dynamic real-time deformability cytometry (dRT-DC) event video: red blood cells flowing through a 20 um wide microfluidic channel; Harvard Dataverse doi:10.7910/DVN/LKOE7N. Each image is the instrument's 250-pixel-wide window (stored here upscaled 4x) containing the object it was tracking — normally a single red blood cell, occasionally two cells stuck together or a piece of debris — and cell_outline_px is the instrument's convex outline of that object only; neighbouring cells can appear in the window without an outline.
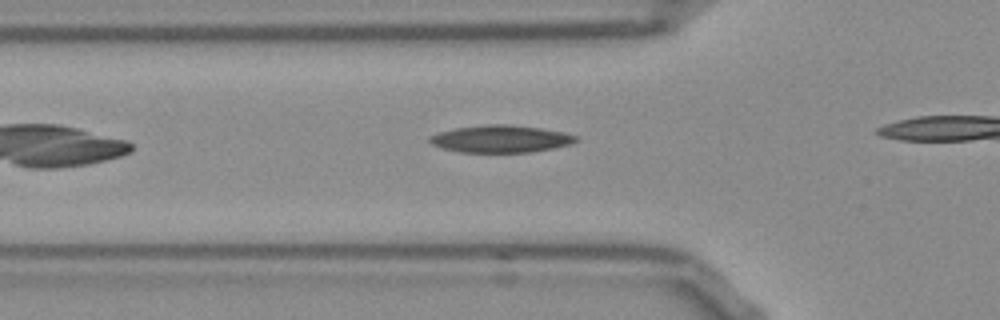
{"species": "Egyptian fruit bat (a non-hibernating species)", "species_latin": "Rousettus aegyptiacus", "temperature_condition": "room temperature", "stored_images_in_passage": 10, "camera_frame_rate_fps": 3000, "um_per_image_px": 0.085, "frame": {"image": 1, "passage_image": 5, "time_ms": 1.333, "image_size_px": [1000, 320], "cell_outline_px": [[580, 140], [572, 144], [552, 148], [528, 152], [460, 152], [444, 148], [432, 144], [428, 140], [428, 136], [440, 132], [456, 128], [484, 124], [512, 124], [540, 128], [564, 132], [576, 136]], "centroid_in_image_um": [42.58, 11.79], "position_along_channel_um": 83.2, "area_um2": 23.24}}
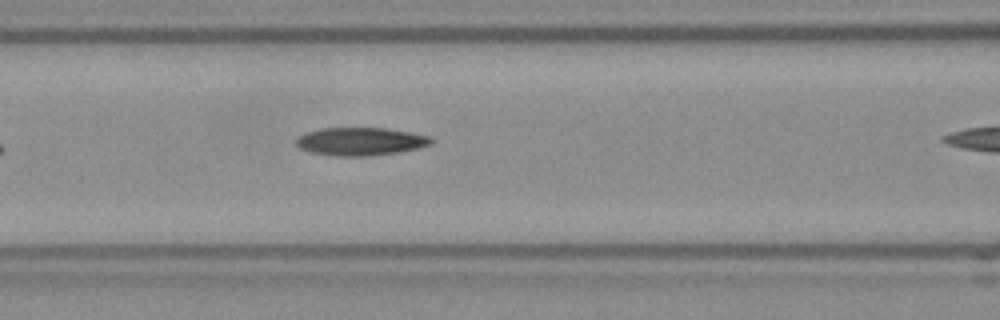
{"frame": {"image": 2, "passage_image": 9, "time_ms": 2.667, "image_size_px": [1000, 320], "cell_outline_px": [[432, 144], [420, 148], [400, 152], [368, 156], [336, 156], [312, 152], [300, 148], [296, 144], [296, 140], [300, 136], [308, 132], [320, 128], [384, 128], [432, 136]], "centroid_in_image_um": [30.69, 12.03], "position_along_channel_um": 135.9, "area_um2": 21.96}}